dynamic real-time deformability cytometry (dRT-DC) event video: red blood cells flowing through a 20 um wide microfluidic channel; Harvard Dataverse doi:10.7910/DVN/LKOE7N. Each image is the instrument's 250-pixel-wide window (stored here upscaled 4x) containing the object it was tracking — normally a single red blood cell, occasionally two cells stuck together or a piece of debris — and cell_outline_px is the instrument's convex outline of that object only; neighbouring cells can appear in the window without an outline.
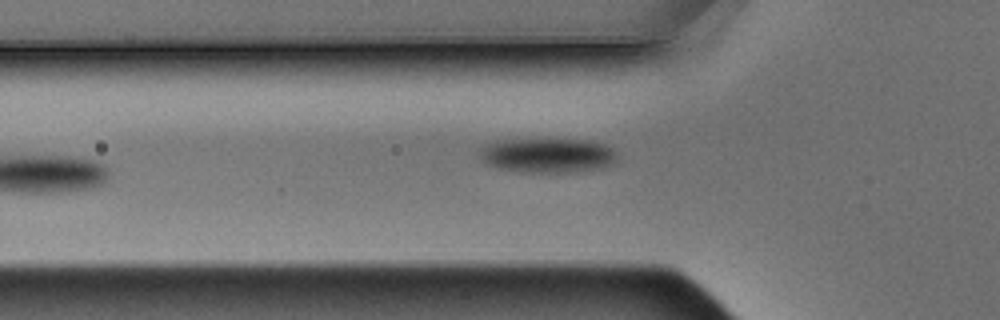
{"species": "Egyptian fruit bat (a non-hibernating species)", "species_latin": "Rousettus aegyptiacus", "temperature_condition": "warm", "stored_images_in_passage": 5, "camera_frame_rate_fps": 3000, "um_per_image_px": 0.085, "animal": {"sex": "male"}, "frame": {"image": 1, "passage_image": 5, "time_ms": 1.333, "image_size_px": [1000, 320], "cell_outline_px": [[616, 160], [612, 164], [600, 168], [576, 172], [524, 172], [500, 168], [488, 164], [480, 160], [480, 152], [488, 144], [500, 140], [588, 140], [604, 144], [612, 148], [616, 152]], "centroid_in_image_um": [46.59, 13.22], "position_along_channel_um": 79.2, "area_um2": 27.34}}